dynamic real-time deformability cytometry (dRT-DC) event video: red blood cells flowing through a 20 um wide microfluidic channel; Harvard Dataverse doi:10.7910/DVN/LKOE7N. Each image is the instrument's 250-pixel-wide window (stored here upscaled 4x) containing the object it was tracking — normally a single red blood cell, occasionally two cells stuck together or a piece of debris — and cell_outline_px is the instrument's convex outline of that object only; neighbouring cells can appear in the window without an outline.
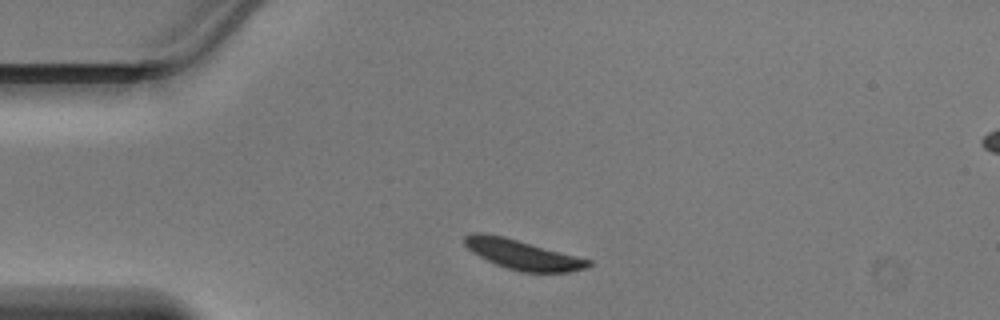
{"species": "Egyptian fruit bat (a non-hibernating species)", "species_latin": "Rousettus aegyptiacus", "temperature_condition": "warm", "stored_images_in_passage": 32, "camera_frame_rate_fps": 3000, "um_per_image_px": 0.085, "animal": {"sex": "male"}, "frame": {"image": 1, "passage_image": 4, "time_ms": 1.0, "image_size_px": [1000, 320], "cell_outline_px": [[592, 264], [584, 268], [568, 272], [524, 272], [508, 268], [496, 264], [472, 252], [464, 244], [464, 236], [472, 232], [480, 232], [504, 236], [592, 260]], "centroid_in_image_um": [44.41, 21.62], "position_along_channel_um": 40.6, "area_um2": 21.21}}
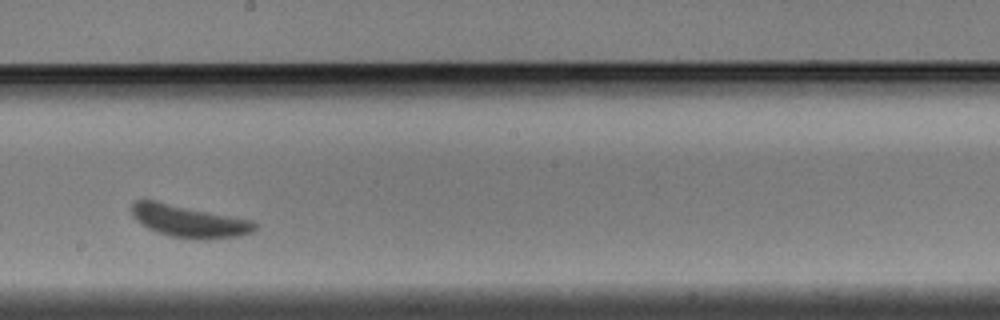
{"frame": {"image": 2, "passage_image": 20, "time_ms": 6.333, "image_size_px": [1000, 320], "cell_outline_px": [[260, 228], [252, 232], [240, 236], [208, 240], [200, 240], [168, 236], [156, 232], [140, 224], [132, 216], [128, 208], [136, 200], [156, 200], [252, 220], [260, 224]], "centroid_in_image_um": [16.08, 18.8], "position_along_channel_um": 232.1, "area_um2": 23.81}}
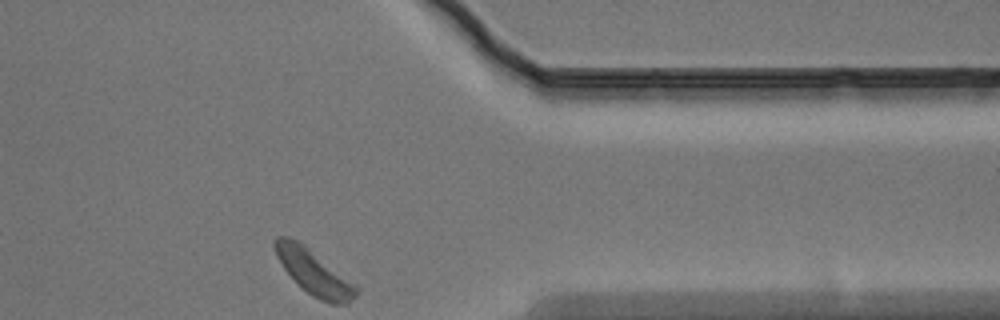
{"frame": {"image": 3, "passage_image": 32, "time_ms": 10.333, "image_size_px": [1000, 320], "cell_outline_px": [[360, 288], [356, 296], [344, 304], [332, 304], [320, 300], [312, 296], [284, 268], [276, 256], [272, 244], [272, 240], [276, 236], [288, 236], [300, 240]], "centroid_in_image_um": [26.66, 23.09], "position_along_channel_um": 384.7, "area_um2": 21.21}}